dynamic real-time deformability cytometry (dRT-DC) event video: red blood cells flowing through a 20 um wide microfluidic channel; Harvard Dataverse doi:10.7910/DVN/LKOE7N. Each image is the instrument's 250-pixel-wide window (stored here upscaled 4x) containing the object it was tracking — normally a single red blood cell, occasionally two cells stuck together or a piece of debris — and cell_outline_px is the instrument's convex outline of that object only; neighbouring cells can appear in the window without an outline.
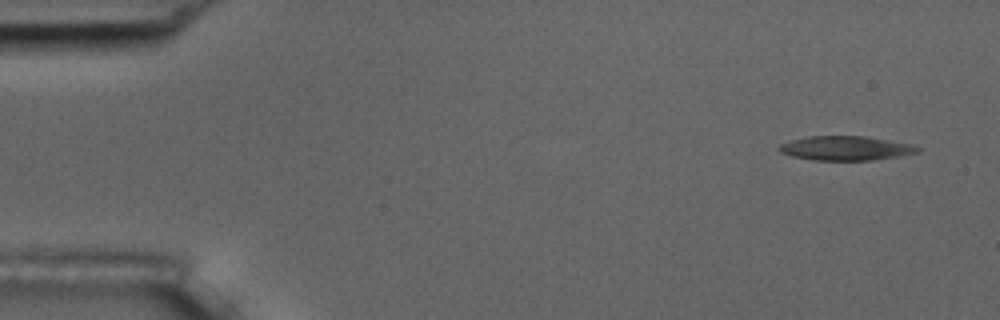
{"species": "common noctule bat (a hibernating species)", "species_latin": "Nyctalus noctula", "temperature_condition": "room temperature", "stored_images_in_passage": 4, "camera_frame_rate_fps": 3000, "um_per_image_px": 0.085, "animal": {"sex": "male", "body_mass_g": 17.5, "forearm_length_mm": 52.3}, "frame": {"image": 1, "passage_image": 1, "time_ms": 0.0, "image_size_px": [1000, 320], "cell_outline_px": [[920, 152], [872, 160], [812, 160], [792, 156], [780, 152], [776, 148], [780, 144], [788, 140], [804, 136], [864, 136], [912, 144], [920, 148]], "centroid_in_image_um": [71.81, 12.59], "position_along_channel_um": 13.2, "area_um2": 19.65}}
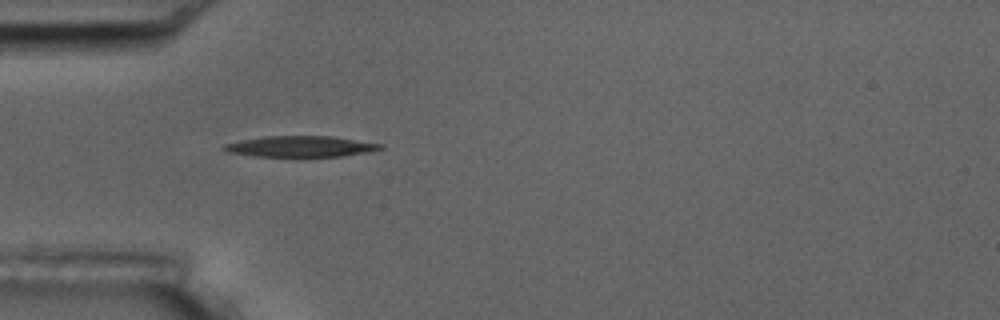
{"frame": {"image": 2, "passage_image": 4, "time_ms": 4.333, "image_size_px": [1000, 320], "cell_outline_px": [[384, 148], [368, 152], [340, 156], [252, 156], [228, 152], [220, 148], [224, 144], [264, 136], [332, 136], [384, 144]], "centroid_in_image_um": [25.56, 12.44], "position_along_channel_um": 59.4, "area_um2": 18.96}}